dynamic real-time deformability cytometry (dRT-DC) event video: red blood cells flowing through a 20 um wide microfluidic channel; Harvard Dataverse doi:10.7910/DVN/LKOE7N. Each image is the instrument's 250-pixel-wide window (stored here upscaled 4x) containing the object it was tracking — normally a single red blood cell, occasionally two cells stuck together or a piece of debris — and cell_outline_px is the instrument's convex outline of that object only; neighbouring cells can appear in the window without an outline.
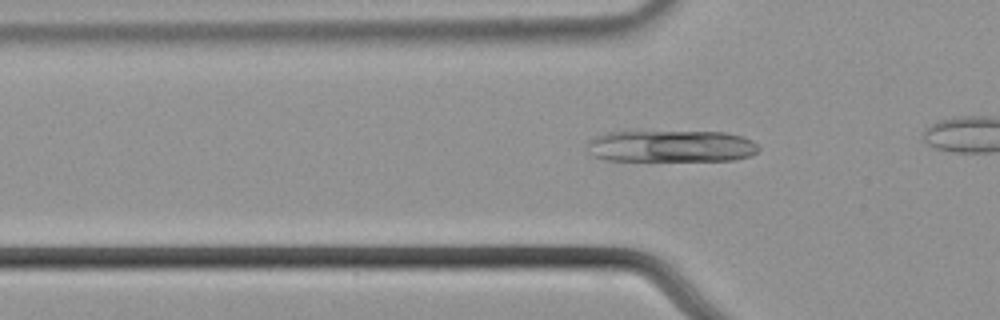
{"species": "common noctule bat (a hibernating species)", "species_latin": "Nyctalus noctula", "temperature_condition": "cold", "stored_images_in_passage": 35, "camera_frame_rate_fps": 3000, "um_per_image_px": 0.085, "animal": {"sex": "male", "body_mass_g": 21.5, "forearm_length_mm": 52.0}, "frame": {"image": 1, "passage_image": 9, "time_ms": 2.667, "image_size_px": [1000, 320], "cell_outline_px": [[760, 148], [752, 156], [736, 160], [604, 160], [592, 156], [588, 152], [588, 140], [596, 136], [608, 132], [724, 132], [744, 136], [752, 140]], "centroid_in_image_um": [57.06, 12.43], "position_along_channel_um": 68.7, "area_um2": 31.91}}
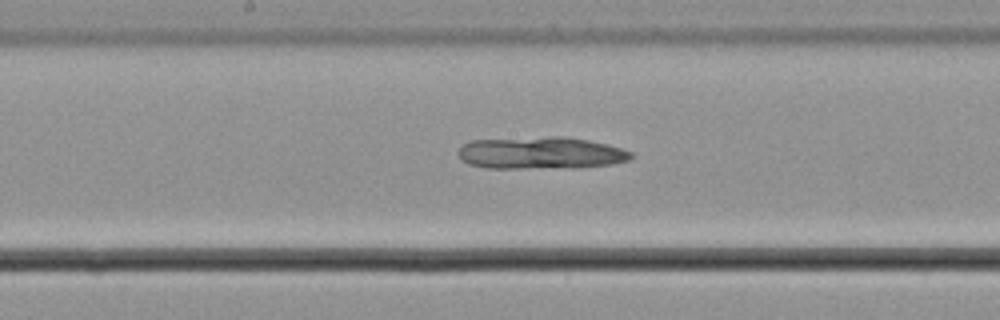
{"frame": {"image": 2, "passage_image": 20, "time_ms": 6.333, "image_size_px": [1000, 320], "cell_outline_px": [[632, 156], [628, 160], [612, 164], [580, 168], [488, 168], [468, 164], [460, 160], [456, 152], [464, 144], [472, 140], [552, 136], [564, 136], [588, 140], [620, 148], [632, 152]], "centroid_in_image_um": [45.93, 13.01], "position_along_channel_um": 202.3, "area_um2": 32.66}}
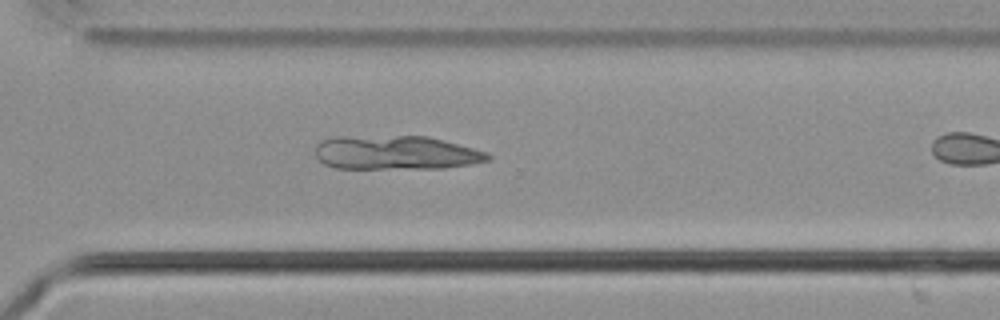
{"frame": {"image": 3, "passage_image": 31, "time_ms": 10.0, "image_size_px": [1000, 320], "cell_outline_px": [[492, 156], [488, 160], [472, 164], [444, 168], [336, 168], [324, 164], [316, 156], [316, 144], [320, 140], [332, 136], [428, 136], [444, 140], [488, 152]], "centroid_in_image_um": [33.64, 12.97], "position_along_channel_um": 337.0, "area_um2": 34.39}}